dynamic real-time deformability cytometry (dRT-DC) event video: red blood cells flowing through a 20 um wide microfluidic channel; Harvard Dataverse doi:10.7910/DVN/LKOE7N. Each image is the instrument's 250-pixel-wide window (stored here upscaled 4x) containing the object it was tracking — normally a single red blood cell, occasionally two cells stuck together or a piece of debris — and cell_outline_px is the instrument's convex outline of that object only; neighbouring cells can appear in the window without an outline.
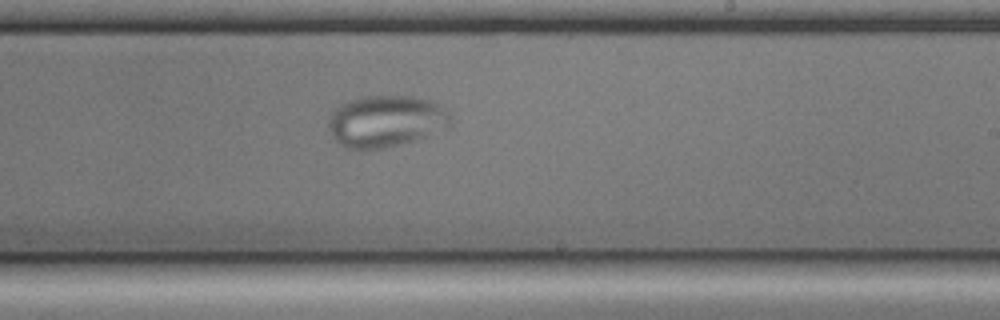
{"species": "common noctule bat (a hibernating species)", "species_latin": "Nyctalus noctula", "temperature_condition": "cold", "stored_images_in_passage": 53, "camera_frame_rate_fps": 3000, "um_per_image_px": 0.085, "animal": {"sex": "male", "body_mass_g": 17.9, "forearm_length_mm": 54.2}, "frame": {"image": 1, "passage_image": 29, "time_ms": 9.333, "image_size_px": [1000, 320], "cell_outline_px": [[452, 120], [448, 128], [416, 140], [384, 148], [360, 152], [344, 148], [332, 136], [328, 128], [328, 120], [332, 112], [340, 104], [348, 100], [360, 96], [412, 96], [432, 100], [444, 108], [448, 112]], "centroid_in_image_um": [32.78, 10.32], "position_along_channel_um": 256.2, "area_um2": 37.57}}